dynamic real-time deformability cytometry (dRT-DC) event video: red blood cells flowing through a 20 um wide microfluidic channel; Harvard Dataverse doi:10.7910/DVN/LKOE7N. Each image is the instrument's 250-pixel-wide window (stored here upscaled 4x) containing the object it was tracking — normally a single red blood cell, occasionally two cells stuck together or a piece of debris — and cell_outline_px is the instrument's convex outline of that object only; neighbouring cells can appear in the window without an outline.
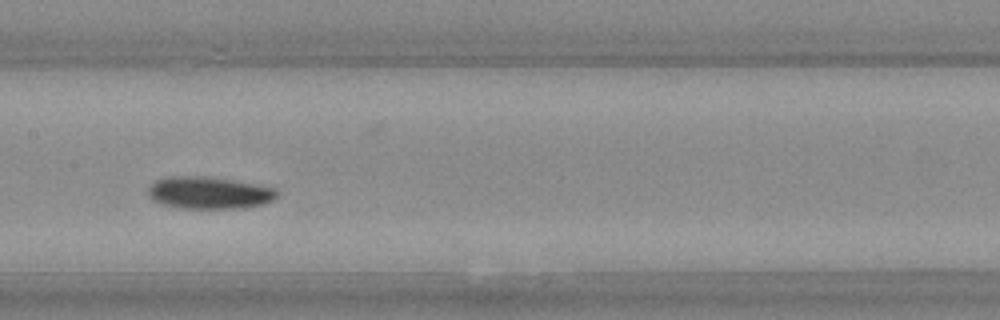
{"species": "Egyptian fruit bat (a non-hibernating species)", "species_latin": "Rousettus aegyptiacus", "temperature_condition": "warm", "stored_images_in_passage": 49, "camera_frame_rate_fps": 3000, "um_per_image_px": 0.085, "animal": {"sex": "female"}, "frame": {"image": 1, "passage_image": 21, "time_ms": 6.667, "image_size_px": [1000, 320], "cell_outline_px": [[280, 192], [272, 200], [264, 204], [244, 208], [176, 208], [160, 204], [152, 200], [148, 196], [148, 188], [156, 180], [168, 176], [208, 176], [232, 180], [276, 188]], "centroid_in_image_um": [17.75, 16.39], "position_along_channel_um": 189.7, "area_um2": 24.39}}
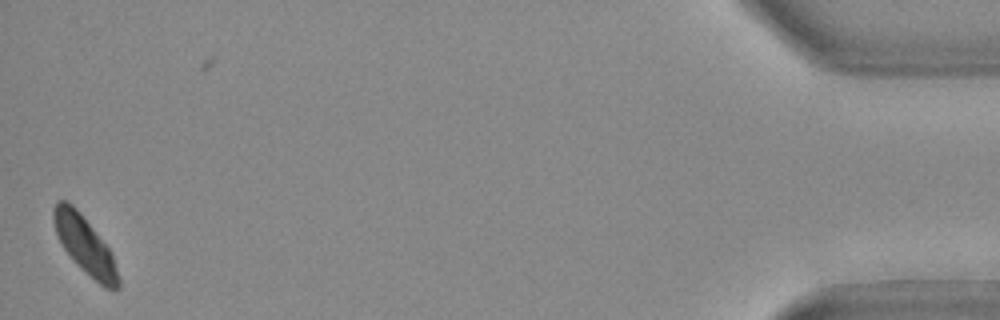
{"frame": {"image": 2, "passage_image": 48, "time_ms": 15.667, "image_size_px": [1000, 320], "cell_outline_px": [[120, 288], [104, 288], [80, 268], [64, 248], [56, 232], [52, 216], [52, 208], [56, 200], [64, 200], [72, 204], [76, 208], [112, 252], [120, 280]], "centroid_in_image_um": [7.21, 20.83], "position_along_channel_um": 428.0, "area_um2": 21.39}, "authors_computed_cell_mechanics": {"area_um2": 23.3512, "velocity_mm_per_s": 3.645, "shape_relaxation_time_tau1_ms": 3.3679, "shape_relaxation_time_tau2_ms": null, "deformation_change_tau1": 0.1077, "deformation_change_tau2": null}}